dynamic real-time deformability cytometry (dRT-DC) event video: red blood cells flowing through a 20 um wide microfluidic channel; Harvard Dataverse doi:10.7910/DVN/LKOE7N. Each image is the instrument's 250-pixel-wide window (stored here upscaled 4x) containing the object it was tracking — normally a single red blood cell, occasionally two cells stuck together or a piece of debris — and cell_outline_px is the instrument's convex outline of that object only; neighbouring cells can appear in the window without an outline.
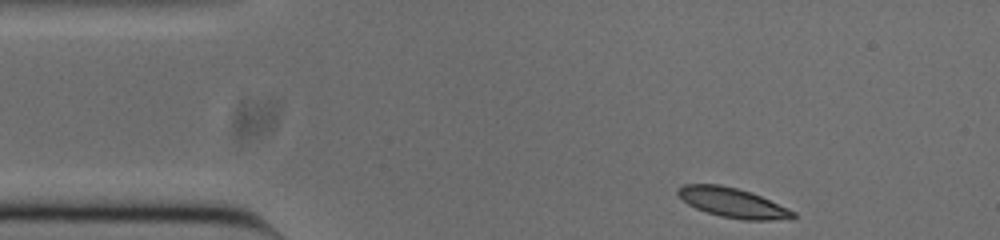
{"species": "common noctule bat (a hibernating species)", "species_latin": "Nyctalus noctula", "temperature_condition": "cold", "stored_images_in_passage": 48, "camera_frame_rate_fps": 3000, "um_per_image_px": 0.085, "animal": {"sex": "male", "body_mass_g": 20.0, "forearm_length_mm": 53.3}, "frame": {"image": 1, "passage_image": 1, "time_ms": 0.0, "image_size_px": [1000, 240], "cell_outline_px": [[796, 216], [772, 220], [744, 220], [720, 216], [696, 208], [688, 204], [676, 192], [676, 188], [684, 184], [720, 184], [752, 192], [788, 208], [796, 212]], "centroid_in_image_um": [62.26, 17.21], "position_along_channel_um": 22.7, "area_um2": 19.71}}
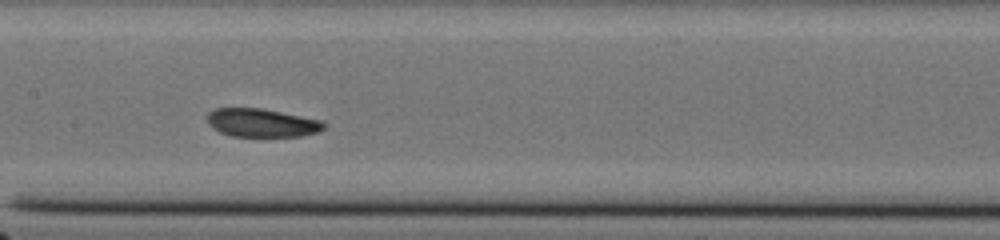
{"frame": {"image": 2, "passage_image": 19, "time_ms": 6.0, "image_size_px": [1000, 240], "cell_outline_px": [[328, 124], [324, 128], [316, 132], [300, 136], [232, 136], [220, 132], [212, 128], [208, 124], [208, 112], [216, 108], [264, 108], [324, 120]], "centroid_in_image_um": [22.29, 10.42], "position_along_channel_um": 185.1, "area_um2": 19.48}}
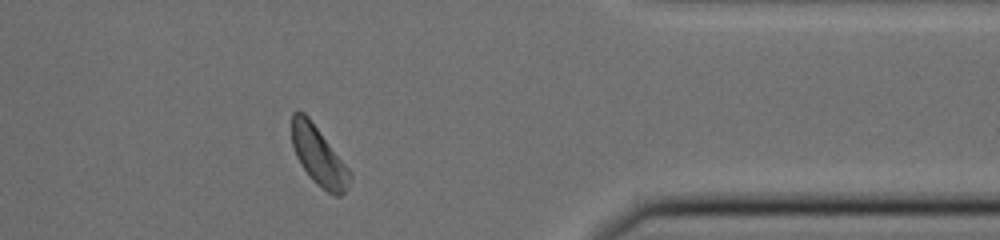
{"frame": {"image": 3, "passage_image": 37, "time_ms": 12.0, "image_size_px": [1000, 240], "cell_outline_px": [[352, 176], [348, 188], [340, 196], [336, 196], [328, 192], [316, 184], [308, 176], [300, 164], [296, 156], [292, 144], [292, 112], [304, 112], [308, 116], [352, 172]], "centroid_in_image_um": [27.1, 13.29], "position_along_channel_um": 384.3, "area_um2": 19.94}, "authors_computed_cell_mechanics": {"area_um2": 19.9988, "velocity_mm_per_s": 3.7104, "shape_relaxation_time_tau1_ms": 4.4763, "shape_relaxation_time_tau2_ms": null, "deformation_change_tau1": 0.0839, "deformation_change_tau2": null}}